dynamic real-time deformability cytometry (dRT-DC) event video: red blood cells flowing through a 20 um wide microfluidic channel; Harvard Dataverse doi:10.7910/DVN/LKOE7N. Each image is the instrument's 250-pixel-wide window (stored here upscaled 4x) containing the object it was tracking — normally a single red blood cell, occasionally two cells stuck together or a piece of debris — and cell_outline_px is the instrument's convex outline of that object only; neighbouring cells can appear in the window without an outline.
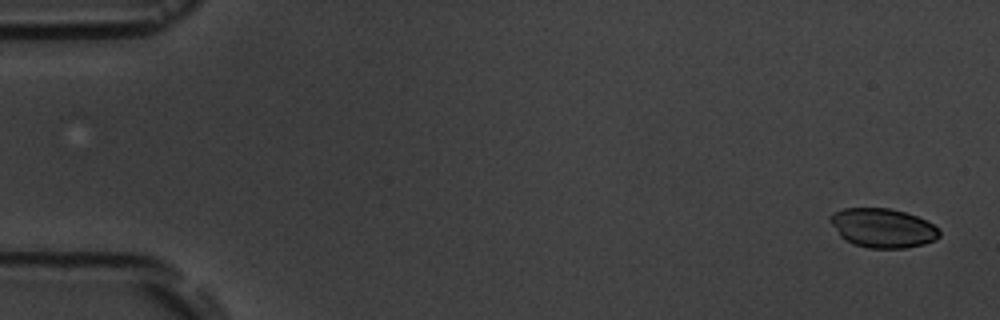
{"species": "common noctule bat (a hibernating species)", "species_latin": "Nyctalus noctula", "temperature_condition": "room temperature", "stored_images_in_passage": 6, "camera_frame_rate_fps": 3000, "um_per_image_px": 0.085, "animal": {"sex": "male", "body_mass_g": 19.5, "forearm_length_mm": 54.6}, "frame": {"image": 1, "passage_image": 1, "time_ms": 0.0, "image_size_px": [1000, 320], "cell_outline_px": [[940, 236], [936, 240], [924, 244], [904, 248], [868, 248], [852, 244], [840, 236], [828, 220], [828, 216], [832, 212], [844, 208], [888, 208], [904, 212], [916, 216], [932, 224], [940, 232]], "centroid_in_image_um": [74.99, 19.38], "position_along_channel_um": 10.0, "area_um2": 24.97}}
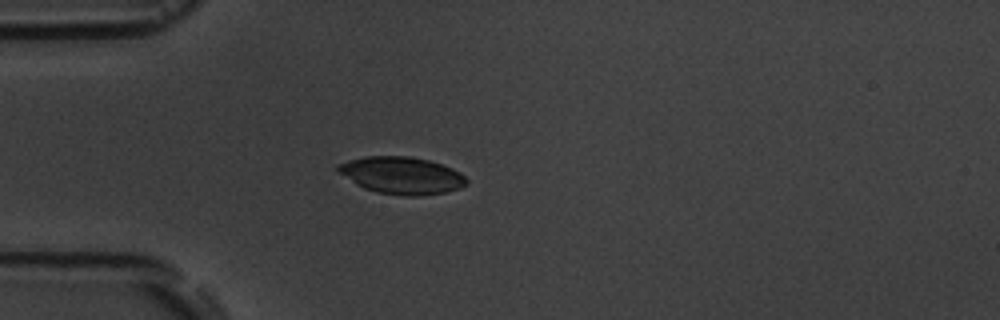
{"frame": {"image": 2, "passage_image": 5, "time_ms": 4.667, "image_size_px": [1000, 320], "cell_outline_px": [[468, 184], [460, 188], [444, 192], [420, 196], [404, 196], [376, 192], [364, 188], [356, 184], [340, 172], [336, 168], [336, 164], [348, 160], [364, 156], [408, 156], [428, 160], [452, 168], [460, 172], [468, 180]], "centroid_in_image_um": [34.15, 14.91], "position_along_channel_um": 50.9, "area_um2": 27.8}}